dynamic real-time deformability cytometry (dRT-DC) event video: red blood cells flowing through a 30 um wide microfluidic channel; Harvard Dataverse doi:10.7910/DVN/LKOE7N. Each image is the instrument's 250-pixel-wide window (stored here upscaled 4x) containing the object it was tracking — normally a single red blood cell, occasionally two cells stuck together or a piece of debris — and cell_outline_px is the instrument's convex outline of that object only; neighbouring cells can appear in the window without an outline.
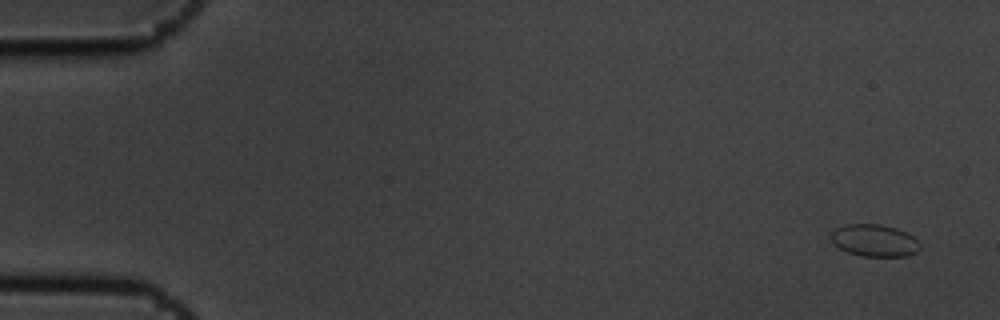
{"species": "common noctule bat (a hibernating species)", "species_latin": "Nyctalus noctula", "temperature_condition": "cold", "stored_images_in_passage": 6, "camera_frame_rate_fps": 3000, "um_per_image_px": 0.085, "animal": {"sex": "male", "body_mass_g": 19.5, "forearm_length_mm": 54.6}, "frame": {"image": 1, "passage_image": 1, "time_ms": 0.0, "image_size_px": [1000, 320], "cell_outline_px": [[920, 248], [916, 252], [908, 256], [860, 256], [848, 252], [832, 244], [828, 236], [836, 228], [848, 224], [880, 224], [896, 228], [912, 236], [920, 244]], "centroid_in_image_um": [74.28, 20.44], "position_along_channel_um": 10.7, "area_um2": 16.7}}